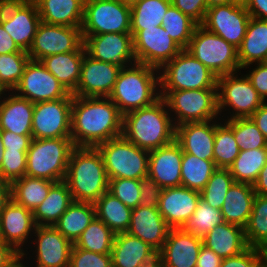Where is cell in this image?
I'll list each match as a JSON object with an SVG mask.
<instances>
[{"label": "cell", "instance_id": "6da1fadb", "mask_svg": "<svg viewBox=\"0 0 267 267\" xmlns=\"http://www.w3.org/2000/svg\"><path fill=\"white\" fill-rule=\"evenodd\" d=\"M122 133L123 115L109 97L73 95L71 140L75 147H97Z\"/></svg>", "mask_w": 267, "mask_h": 267}, {"label": "cell", "instance_id": "7a4b0ae2", "mask_svg": "<svg viewBox=\"0 0 267 267\" xmlns=\"http://www.w3.org/2000/svg\"><path fill=\"white\" fill-rule=\"evenodd\" d=\"M122 135L147 151L172 143L175 140V125L165 100L160 97L150 106L125 114Z\"/></svg>", "mask_w": 267, "mask_h": 267}, {"label": "cell", "instance_id": "3957f363", "mask_svg": "<svg viewBox=\"0 0 267 267\" xmlns=\"http://www.w3.org/2000/svg\"><path fill=\"white\" fill-rule=\"evenodd\" d=\"M73 201L95 203L108 191L109 179L97 147H74L64 180Z\"/></svg>", "mask_w": 267, "mask_h": 267}, {"label": "cell", "instance_id": "277c9868", "mask_svg": "<svg viewBox=\"0 0 267 267\" xmlns=\"http://www.w3.org/2000/svg\"><path fill=\"white\" fill-rule=\"evenodd\" d=\"M158 90L159 70L136 62L120 70L108 97L124 116L131 111L152 105L160 98Z\"/></svg>", "mask_w": 267, "mask_h": 267}, {"label": "cell", "instance_id": "5b68a950", "mask_svg": "<svg viewBox=\"0 0 267 267\" xmlns=\"http://www.w3.org/2000/svg\"><path fill=\"white\" fill-rule=\"evenodd\" d=\"M74 147L71 137L33 138L27 151L26 176L52 182L64 181Z\"/></svg>", "mask_w": 267, "mask_h": 267}, {"label": "cell", "instance_id": "8992f818", "mask_svg": "<svg viewBox=\"0 0 267 267\" xmlns=\"http://www.w3.org/2000/svg\"><path fill=\"white\" fill-rule=\"evenodd\" d=\"M176 126L205 122L219 117L217 88L196 90H159ZM175 121V122H174Z\"/></svg>", "mask_w": 267, "mask_h": 267}, {"label": "cell", "instance_id": "52a82bcc", "mask_svg": "<svg viewBox=\"0 0 267 267\" xmlns=\"http://www.w3.org/2000/svg\"><path fill=\"white\" fill-rule=\"evenodd\" d=\"M217 75L182 49L159 70L160 90L217 88Z\"/></svg>", "mask_w": 267, "mask_h": 267}, {"label": "cell", "instance_id": "ba28073f", "mask_svg": "<svg viewBox=\"0 0 267 267\" xmlns=\"http://www.w3.org/2000/svg\"><path fill=\"white\" fill-rule=\"evenodd\" d=\"M101 152L108 179H137L148 175L149 151L128 141L123 135L97 146Z\"/></svg>", "mask_w": 267, "mask_h": 267}, {"label": "cell", "instance_id": "9c48e42d", "mask_svg": "<svg viewBox=\"0 0 267 267\" xmlns=\"http://www.w3.org/2000/svg\"><path fill=\"white\" fill-rule=\"evenodd\" d=\"M217 77L240 71L238 50L222 37L198 25L187 49Z\"/></svg>", "mask_w": 267, "mask_h": 267}, {"label": "cell", "instance_id": "30bf717a", "mask_svg": "<svg viewBox=\"0 0 267 267\" xmlns=\"http://www.w3.org/2000/svg\"><path fill=\"white\" fill-rule=\"evenodd\" d=\"M237 72L221 75L217 78V98L218 111H227L230 116L227 119L218 118L219 121L232 120L236 118H250L253 113L264 103V100L258 95L251 81L246 75ZM231 108V109H230ZM224 109H226L224 111ZM235 112V113H234ZM232 113V114H231Z\"/></svg>", "mask_w": 267, "mask_h": 267}, {"label": "cell", "instance_id": "8fae6325", "mask_svg": "<svg viewBox=\"0 0 267 267\" xmlns=\"http://www.w3.org/2000/svg\"><path fill=\"white\" fill-rule=\"evenodd\" d=\"M82 35L131 33V8L119 0H85Z\"/></svg>", "mask_w": 267, "mask_h": 267}, {"label": "cell", "instance_id": "7c38bea8", "mask_svg": "<svg viewBox=\"0 0 267 267\" xmlns=\"http://www.w3.org/2000/svg\"><path fill=\"white\" fill-rule=\"evenodd\" d=\"M72 51H85L81 28L40 22L28 51L30 60Z\"/></svg>", "mask_w": 267, "mask_h": 267}, {"label": "cell", "instance_id": "4fadbf2b", "mask_svg": "<svg viewBox=\"0 0 267 267\" xmlns=\"http://www.w3.org/2000/svg\"><path fill=\"white\" fill-rule=\"evenodd\" d=\"M72 99L60 98L34 103L32 138L71 137Z\"/></svg>", "mask_w": 267, "mask_h": 267}, {"label": "cell", "instance_id": "5bb4252c", "mask_svg": "<svg viewBox=\"0 0 267 267\" xmlns=\"http://www.w3.org/2000/svg\"><path fill=\"white\" fill-rule=\"evenodd\" d=\"M32 103L73 98L63 84L40 61L29 60L18 86L13 90Z\"/></svg>", "mask_w": 267, "mask_h": 267}, {"label": "cell", "instance_id": "9a60e30c", "mask_svg": "<svg viewBox=\"0 0 267 267\" xmlns=\"http://www.w3.org/2000/svg\"><path fill=\"white\" fill-rule=\"evenodd\" d=\"M250 18L246 7L228 3L208 8L201 26L238 49L245 37Z\"/></svg>", "mask_w": 267, "mask_h": 267}, {"label": "cell", "instance_id": "2e32d148", "mask_svg": "<svg viewBox=\"0 0 267 267\" xmlns=\"http://www.w3.org/2000/svg\"><path fill=\"white\" fill-rule=\"evenodd\" d=\"M133 49L137 63L158 70L182 50L162 26L138 31L133 36Z\"/></svg>", "mask_w": 267, "mask_h": 267}, {"label": "cell", "instance_id": "e0dca14e", "mask_svg": "<svg viewBox=\"0 0 267 267\" xmlns=\"http://www.w3.org/2000/svg\"><path fill=\"white\" fill-rule=\"evenodd\" d=\"M85 52L91 58L125 68L136 63L131 33L82 35Z\"/></svg>", "mask_w": 267, "mask_h": 267}, {"label": "cell", "instance_id": "ac0fdd59", "mask_svg": "<svg viewBox=\"0 0 267 267\" xmlns=\"http://www.w3.org/2000/svg\"><path fill=\"white\" fill-rule=\"evenodd\" d=\"M40 22L36 3L0 6V24L22 51L28 53Z\"/></svg>", "mask_w": 267, "mask_h": 267}, {"label": "cell", "instance_id": "d6986e66", "mask_svg": "<svg viewBox=\"0 0 267 267\" xmlns=\"http://www.w3.org/2000/svg\"><path fill=\"white\" fill-rule=\"evenodd\" d=\"M121 68L111 63L95 60L84 54L80 79L72 93L79 97H108Z\"/></svg>", "mask_w": 267, "mask_h": 267}, {"label": "cell", "instance_id": "ffe728a7", "mask_svg": "<svg viewBox=\"0 0 267 267\" xmlns=\"http://www.w3.org/2000/svg\"><path fill=\"white\" fill-rule=\"evenodd\" d=\"M35 228L33 211L11 199L0 215L2 242L13 246L21 254V259H24L28 253H25L23 246L27 244L28 238H33Z\"/></svg>", "mask_w": 267, "mask_h": 267}, {"label": "cell", "instance_id": "44dd1931", "mask_svg": "<svg viewBox=\"0 0 267 267\" xmlns=\"http://www.w3.org/2000/svg\"><path fill=\"white\" fill-rule=\"evenodd\" d=\"M36 267H69L73 244L54 226H36L34 230ZM36 245V246H35Z\"/></svg>", "mask_w": 267, "mask_h": 267}, {"label": "cell", "instance_id": "7402d4cb", "mask_svg": "<svg viewBox=\"0 0 267 267\" xmlns=\"http://www.w3.org/2000/svg\"><path fill=\"white\" fill-rule=\"evenodd\" d=\"M203 240L183 228H171L158 257L163 267H196Z\"/></svg>", "mask_w": 267, "mask_h": 267}, {"label": "cell", "instance_id": "603a6c76", "mask_svg": "<svg viewBox=\"0 0 267 267\" xmlns=\"http://www.w3.org/2000/svg\"><path fill=\"white\" fill-rule=\"evenodd\" d=\"M200 192L179 186L162 189L158 210L171 228H183L194 214Z\"/></svg>", "mask_w": 267, "mask_h": 267}, {"label": "cell", "instance_id": "cb8c5ba5", "mask_svg": "<svg viewBox=\"0 0 267 267\" xmlns=\"http://www.w3.org/2000/svg\"><path fill=\"white\" fill-rule=\"evenodd\" d=\"M183 150L174 140L172 143L149 151L148 177L162 189L181 186V162Z\"/></svg>", "mask_w": 267, "mask_h": 267}, {"label": "cell", "instance_id": "d4e9b609", "mask_svg": "<svg viewBox=\"0 0 267 267\" xmlns=\"http://www.w3.org/2000/svg\"><path fill=\"white\" fill-rule=\"evenodd\" d=\"M217 119L205 122H187L175 127V141L185 153L213 161V147Z\"/></svg>", "mask_w": 267, "mask_h": 267}, {"label": "cell", "instance_id": "484cf974", "mask_svg": "<svg viewBox=\"0 0 267 267\" xmlns=\"http://www.w3.org/2000/svg\"><path fill=\"white\" fill-rule=\"evenodd\" d=\"M171 227L164 220L158 208L137 206L132 209L127 233L148 243L159 252L167 239Z\"/></svg>", "mask_w": 267, "mask_h": 267}, {"label": "cell", "instance_id": "4316f807", "mask_svg": "<svg viewBox=\"0 0 267 267\" xmlns=\"http://www.w3.org/2000/svg\"><path fill=\"white\" fill-rule=\"evenodd\" d=\"M5 93L7 91L0 94V130L32 135L34 103L14 91H8V96Z\"/></svg>", "mask_w": 267, "mask_h": 267}, {"label": "cell", "instance_id": "83f0119b", "mask_svg": "<svg viewBox=\"0 0 267 267\" xmlns=\"http://www.w3.org/2000/svg\"><path fill=\"white\" fill-rule=\"evenodd\" d=\"M112 267H140L158 257L148 243L127 232L115 234L111 249Z\"/></svg>", "mask_w": 267, "mask_h": 267}, {"label": "cell", "instance_id": "f1b7e54d", "mask_svg": "<svg viewBox=\"0 0 267 267\" xmlns=\"http://www.w3.org/2000/svg\"><path fill=\"white\" fill-rule=\"evenodd\" d=\"M202 240L204 246L222 259L237 256L248 248L244 228L227 222L217 225Z\"/></svg>", "mask_w": 267, "mask_h": 267}, {"label": "cell", "instance_id": "f546056e", "mask_svg": "<svg viewBox=\"0 0 267 267\" xmlns=\"http://www.w3.org/2000/svg\"><path fill=\"white\" fill-rule=\"evenodd\" d=\"M42 22L81 28L85 0H36Z\"/></svg>", "mask_w": 267, "mask_h": 267}, {"label": "cell", "instance_id": "4dcf8cb0", "mask_svg": "<svg viewBox=\"0 0 267 267\" xmlns=\"http://www.w3.org/2000/svg\"><path fill=\"white\" fill-rule=\"evenodd\" d=\"M256 197L253 185L234 182L225 195L221 213L224 222L245 227Z\"/></svg>", "mask_w": 267, "mask_h": 267}, {"label": "cell", "instance_id": "1f68e13d", "mask_svg": "<svg viewBox=\"0 0 267 267\" xmlns=\"http://www.w3.org/2000/svg\"><path fill=\"white\" fill-rule=\"evenodd\" d=\"M238 50L241 69L267 61V20L251 17Z\"/></svg>", "mask_w": 267, "mask_h": 267}, {"label": "cell", "instance_id": "d6a6232c", "mask_svg": "<svg viewBox=\"0 0 267 267\" xmlns=\"http://www.w3.org/2000/svg\"><path fill=\"white\" fill-rule=\"evenodd\" d=\"M85 51H72L46 56L40 60L65 88L73 93L80 79L81 65Z\"/></svg>", "mask_w": 267, "mask_h": 267}, {"label": "cell", "instance_id": "836d02e7", "mask_svg": "<svg viewBox=\"0 0 267 267\" xmlns=\"http://www.w3.org/2000/svg\"><path fill=\"white\" fill-rule=\"evenodd\" d=\"M72 202L67 183L56 182L47 197L33 211L36 226H54Z\"/></svg>", "mask_w": 267, "mask_h": 267}, {"label": "cell", "instance_id": "e575fe53", "mask_svg": "<svg viewBox=\"0 0 267 267\" xmlns=\"http://www.w3.org/2000/svg\"><path fill=\"white\" fill-rule=\"evenodd\" d=\"M95 217L94 203L73 201L54 227L72 244H75Z\"/></svg>", "mask_w": 267, "mask_h": 267}, {"label": "cell", "instance_id": "d590c367", "mask_svg": "<svg viewBox=\"0 0 267 267\" xmlns=\"http://www.w3.org/2000/svg\"><path fill=\"white\" fill-rule=\"evenodd\" d=\"M96 217L102 220L115 234L125 233L131 222L132 208L109 191L104 193L95 203Z\"/></svg>", "mask_w": 267, "mask_h": 267}, {"label": "cell", "instance_id": "8d00e7d4", "mask_svg": "<svg viewBox=\"0 0 267 267\" xmlns=\"http://www.w3.org/2000/svg\"><path fill=\"white\" fill-rule=\"evenodd\" d=\"M55 183L25 175L11 184V198L26 209L34 211L47 197Z\"/></svg>", "mask_w": 267, "mask_h": 267}, {"label": "cell", "instance_id": "74e56055", "mask_svg": "<svg viewBox=\"0 0 267 267\" xmlns=\"http://www.w3.org/2000/svg\"><path fill=\"white\" fill-rule=\"evenodd\" d=\"M267 162V147L240 150L228 168L234 182L253 185Z\"/></svg>", "mask_w": 267, "mask_h": 267}, {"label": "cell", "instance_id": "f35d334b", "mask_svg": "<svg viewBox=\"0 0 267 267\" xmlns=\"http://www.w3.org/2000/svg\"><path fill=\"white\" fill-rule=\"evenodd\" d=\"M171 4V0H141L131 6V35L143 29L162 26V19Z\"/></svg>", "mask_w": 267, "mask_h": 267}, {"label": "cell", "instance_id": "ab89813d", "mask_svg": "<svg viewBox=\"0 0 267 267\" xmlns=\"http://www.w3.org/2000/svg\"><path fill=\"white\" fill-rule=\"evenodd\" d=\"M216 169L214 161L183 152L181 186L201 192Z\"/></svg>", "mask_w": 267, "mask_h": 267}, {"label": "cell", "instance_id": "60d3db41", "mask_svg": "<svg viewBox=\"0 0 267 267\" xmlns=\"http://www.w3.org/2000/svg\"><path fill=\"white\" fill-rule=\"evenodd\" d=\"M115 233L100 219L95 217L82 232L75 246L100 254H111Z\"/></svg>", "mask_w": 267, "mask_h": 267}, {"label": "cell", "instance_id": "b9f144b4", "mask_svg": "<svg viewBox=\"0 0 267 267\" xmlns=\"http://www.w3.org/2000/svg\"><path fill=\"white\" fill-rule=\"evenodd\" d=\"M198 24L179 11L174 5H170L164 18L162 27L168 36L182 49H187L190 40Z\"/></svg>", "mask_w": 267, "mask_h": 267}, {"label": "cell", "instance_id": "7bdbcfd3", "mask_svg": "<svg viewBox=\"0 0 267 267\" xmlns=\"http://www.w3.org/2000/svg\"><path fill=\"white\" fill-rule=\"evenodd\" d=\"M244 234L248 247L267 244V196L256 195Z\"/></svg>", "mask_w": 267, "mask_h": 267}, {"label": "cell", "instance_id": "ee69618b", "mask_svg": "<svg viewBox=\"0 0 267 267\" xmlns=\"http://www.w3.org/2000/svg\"><path fill=\"white\" fill-rule=\"evenodd\" d=\"M221 122L215 127L213 161L217 168H229L238 156L240 149L233 129L226 122Z\"/></svg>", "mask_w": 267, "mask_h": 267}, {"label": "cell", "instance_id": "f6af8a7d", "mask_svg": "<svg viewBox=\"0 0 267 267\" xmlns=\"http://www.w3.org/2000/svg\"><path fill=\"white\" fill-rule=\"evenodd\" d=\"M223 222L221 210L211 207L207 201L200 197L194 214L183 229L203 238L209 231Z\"/></svg>", "mask_w": 267, "mask_h": 267}, {"label": "cell", "instance_id": "bcb514c9", "mask_svg": "<svg viewBox=\"0 0 267 267\" xmlns=\"http://www.w3.org/2000/svg\"><path fill=\"white\" fill-rule=\"evenodd\" d=\"M30 57L27 52L0 54V88L13 91L19 84Z\"/></svg>", "mask_w": 267, "mask_h": 267}, {"label": "cell", "instance_id": "7dc6e473", "mask_svg": "<svg viewBox=\"0 0 267 267\" xmlns=\"http://www.w3.org/2000/svg\"><path fill=\"white\" fill-rule=\"evenodd\" d=\"M232 129L240 150L267 147V139L250 118L225 120Z\"/></svg>", "mask_w": 267, "mask_h": 267}, {"label": "cell", "instance_id": "c3c4849f", "mask_svg": "<svg viewBox=\"0 0 267 267\" xmlns=\"http://www.w3.org/2000/svg\"><path fill=\"white\" fill-rule=\"evenodd\" d=\"M233 183L234 179L228 168H217L200 192V197L211 207L221 210L225 195Z\"/></svg>", "mask_w": 267, "mask_h": 267}, {"label": "cell", "instance_id": "681fc988", "mask_svg": "<svg viewBox=\"0 0 267 267\" xmlns=\"http://www.w3.org/2000/svg\"><path fill=\"white\" fill-rule=\"evenodd\" d=\"M27 151L3 149L0 180L12 184L26 175Z\"/></svg>", "mask_w": 267, "mask_h": 267}, {"label": "cell", "instance_id": "f907efd6", "mask_svg": "<svg viewBox=\"0 0 267 267\" xmlns=\"http://www.w3.org/2000/svg\"><path fill=\"white\" fill-rule=\"evenodd\" d=\"M108 191L132 209L140 205V180L109 179Z\"/></svg>", "mask_w": 267, "mask_h": 267}, {"label": "cell", "instance_id": "816d5d0a", "mask_svg": "<svg viewBox=\"0 0 267 267\" xmlns=\"http://www.w3.org/2000/svg\"><path fill=\"white\" fill-rule=\"evenodd\" d=\"M69 267H112V256L80 249L73 244Z\"/></svg>", "mask_w": 267, "mask_h": 267}, {"label": "cell", "instance_id": "f5cc1de1", "mask_svg": "<svg viewBox=\"0 0 267 267\" xmlns=\"http://www.w3.org/2000/svg\"><path fill=\"white\" fill-rule=\"evenodd\" d=\"M174 5L183 14L194 20L198 25L204 21L207 11L206 0H171Z\"/></svg>", "mask_w": 267, "mask_h": 267}, {"label": "cell", "instance_id": "db71d44e", "mask_svg": "<svg viewBox=\"0 0 267 267\" xmlns=\"http://www.w3.org/2000/svg\"><path fill=\"white\" fill-rule=\"evenodd\" d=\"M140 205L141 207L158 208L162 188L150 177L140 179Z\"/></svg>", "mask_w": 267, "mask_h": 267}, {"label": "cell", "instance_id": "11a10c76", "mask_svg": "<svg viewBox=\"0 0 267 267\" xmlns=\"http://www.w3.org/2000/svg\"><path fill=\"white\" fill-rule=\"evenodd\" d=\"M260 259L259 249L248 247L237 256L223 258L220 267H254Z\"/></svg>", "mask_w": 267, "mask_h": 267}, {"label": "cell", "instance_id": "9f6ffc18", "mask_svg": "<svg viewBox=\"0 0 267 267\" xmlns=\"http://www.w3.org/2000/svg\"><path fill=\"white\" fill-rule=\"evenodd\" d=\"M246 76L251 81L253 87L258 92V95L266 102L267 98V61L257 63V66Z\"/></svg>", "mask_w": 267, "mask_h": 267}, {"label": "cell", "instance_id": "6f0895ef", "mask_svg": "<svg viewBox=\"0 0 267 267\" xmlns=\"http://www.w3.org/2000/svg\"><path fill=\"white\" fill-rule=\"evenodd\" d=\"M32 139V135H18L2 130V149L28 150Z\"/></svg>", "mask_w": 267, "mask_h": 267}, {"label": "cell", "instance_id": "680465c9", "mask_svg": "<svg viewBox=\"0 0 267 267\" xmlns=\"http://www.w3.org/2000/svg\"><path fill=\"white\" fill-rule=\"evenodd\" d=\"M21 261V254L11 245L0 242V267H15Z\"/></svg>", "mask_w": 267, "mask_h": 267}, {"label": "cell", "instance_id": "91938a15", "mask_svg": "<svg viewBox=\"0 0 267 267\" xmlns=\"http://www.w3.org/2000/svg\"><path fill=\"white\" fill-rule=\"evenodd\" d=\"M222 258L212 249L202 245L197 259L196 267H220Z\"/></svg>", "mask_w": 267, "mask_h": 267}, {"label": "cell", "instance_id": "94428289", "mask_svg": "<svg viewBox=\"0 0 267 267\" xmlns=\"http://www.w3.org/2000/svg\"><path fill=\"white\" fill-rule=\"evenodd\" d=\"M246 10L251 17L267 20V0H249Z\"/></svg>", "mask_w": 267, "mask_h": 267}, {"label": "cell", "instance_id": "6125c7cd", "mask_svg": "<svg viewBox=\"0 0 267 267\" xmlns=\"http://www.w3.org/2000/svg\"><path fill=\"white\" fill-rule=\"evenodd\" d=\"M25 52L18 48L11 36L3 29L0 24V54H10Z\"/></svg>", "mask_w": 267, "mask_h": 267}, {"label": "cell", "instance_id": "be15d7a7", "mask_svg": "<svg viewBox=\"0 0 267 267\" xmlns=\"http://www.w3.org/2000/svg\"><path fill=\"white\" fill-rule=\"evenodd\" d=\"M267 139V102H264L250 117Z\"/></svg>", "mask_w": 267, "mask_h": 267}, {"label": "cell", "instance_id": "e7e4bbea", "mask_svg": "<svg viewBox=\"0 0 267 267\" xmlns=\"http://www.w3.org/2000/svg\"><path fill=\"white\" fill-rule=\"evenodd\" d=\"M253 189L256 195L267 196V162L260 170L259 176L253 184Z\"/></svg>", "mask_w": 267, "mask_h": 267}, {"label": "cell", "instance_id": "03108f58", "mask_svg": "<svg viewBox=\"0 0 267 267\" xmlns=\"http://www.w3.org/2000/svg\"><path fill=\"white\" fill-rule=\"evenodd\" d=\"M11 199V184L0 180V215Z\"/></svg>", "mask_w": 267, "mask_h": 267}, {"label": "cell", "instance_id": "003e7915", "mask_svg": "<svg viewBox=\"0 0 267 267\" xmlns=\"http://www.w3.org/2000/svg\"><path fill=\"white\" fill-rule=\"evenodd\" d=\"M36 0H0V6L5 4L35 3Z\"/></svg>", "mask_w": 267, "mask_h": 267}, {"label": "cell", "instance_id": "a7ac6f4b", "mask_svg": "<svg viewBox=\"0 0 267 267\" xmlns=\"http://www.w3.org/2000/svg\"><path fill=\"white\" fill-rule=\"evenodd\" d=\"M206 3H207V8H210L216 5L228 4L229 0H206Z\"/></svg>", "mask_w": 267, "mask_h": 267}, {"label": "cell", "instance_id": "89a4df30", "mask_svg": "<svg viewBox=\"0 0 267 267\" xmlns=\"http://www.w3.org/2000/svg\"><path fill=\"white\" fill-rule=\"evenodd\" d=\"M258 249H259V252H260L261 259L267 265V244L259 247Z\"/></svg>", "mask_w": 267, "mask_h": 267}, {"label": "cell", "instance_id": "2644e50d", "mask_svg": "<svg viewBox=\"0 0 267 267\" xmlns=\"http://www.w3.org/2000/svg\"><path fill=\"white\" fill-rule=\"evenodd\" d=\"M140 267H163L162 266V262L160 261V258L157 257L155 260H153L152 262L142 265Z\"/></svg>", "mask_w": 267, "mask_h": 267}, {"label": "cell", "instance_id": "8c879c8a", "mask_svg": "<svg viewBox=\"0 0 267 267\" xmlns=\"http://www.w3.org/2000/svg\"><path fill=\"white\" fill-rule=\"evenodd\" d=\"M248 2L249 0H229V3L242 7H246Z\"/></svg>", "mask_w": 267, "mask_h": 267}, {"label": "cell", "instance_id": "753ad0ef", "mask_svg": "<svg viewBox=\"0 0 267 267\" xmlns=\"http://www.w3.org/2000/svg\"><path fill=\"white\" fill-rule=\"evenodd\" d=\"M3 160V149H2V130H0V169Z\"/></svg>", "mask_w": 267, "mask_h": 267}, {"label": "cell", "instance_id": "34e18365", "mask_svg": "<svg viewBox=\"0 0 267 267\" xmlns=\"http://www.w3.org/2000/svg\"><path fill=\"white\" fill-rule=\"evenodd\" d=\"M119 1L131 7L134 4L140 2L141 0H119Z\"/></svg>", "mask_w": 267, "mask_h": 267}, {"label": "cell", "instance_id": "11e5206c", "mask_svg": "<svg viewBox=\"0 0 267 267\" xmlns=\"http://www.w3.org/2000/svg\"><path fill=\"white\" fill-rule=\"evenodd\" d=\"M254 267H267V265L265 264V262L260 259L255 265Z\"/></svg>", "mask_w": 267, "mask_h": 267}, {"label": "cell", "instance_id": "2a66077c", "mask_svg": "<svg viewBox=\"0 0 267 267\" xmlns=\"http://www.w3.org/2000/svg\"><path fill=\"white\" fill-rule=\"evenodd\" d=\"M23 262H24V260L21 259V261L15 267H27V266H25L26 264Z\"/></svg>", "mask_w": 267, "mask_h": 267}]
</instances>
